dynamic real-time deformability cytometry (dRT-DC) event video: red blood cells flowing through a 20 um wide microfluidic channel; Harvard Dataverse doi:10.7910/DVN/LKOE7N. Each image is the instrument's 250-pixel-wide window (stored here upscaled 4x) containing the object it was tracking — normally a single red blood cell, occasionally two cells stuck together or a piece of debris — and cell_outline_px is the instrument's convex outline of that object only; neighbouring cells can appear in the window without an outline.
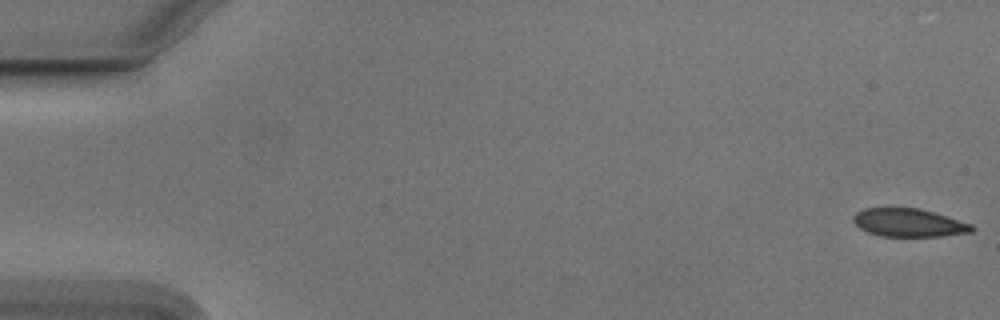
{"species": "Egyptian fruit bat (a non-hibernating species)", "species_latin": "Rousettus aegyptiacus", "temperature_condition": "cold", "stored_images_in_passage": 54, "camera_frame_rate_fps": 3000, "um_per_image_px": 0.085, "animal": {"sex": "male"}, "frame": {"image": 1, "passage_image": 1, "time_ms": 0.0, "image_size_px": [1000, 320], "cell_outline_px": [[976, 228], [972, 232], [940, 236], [880, 236], [868, 232], [860, 228], [852, 220], [852, 216], [856, 212], [864, 208], [920, 208], [972, 224]], "centroid_in_image_um": [77.24, 18.93], "position_along_channel_um": 7.8, "area_um2": 19.42}}
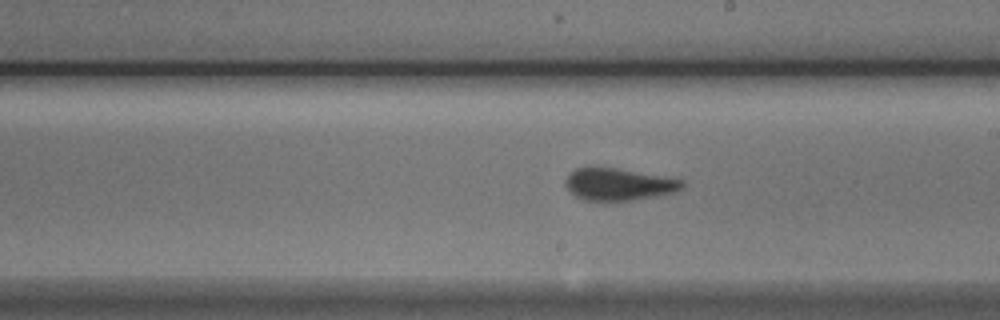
{"frame": {"image": 2, "passage_image": 31, "time_ms": 10.0, "image_size_px": [1000, 320], "cell_outline_px": [[684, 188], [676, 192], [656, 196], [632, 200], [584, 200], [576, 196], [564, 184], [564, 180], [576, 168], [592, 164], [596, 164], [664, 176], [684, 180]], "centroid_in_image_um": [52.58, 15.62], "position_along_channel_um": 236.4, "area_um2": 22.37}}
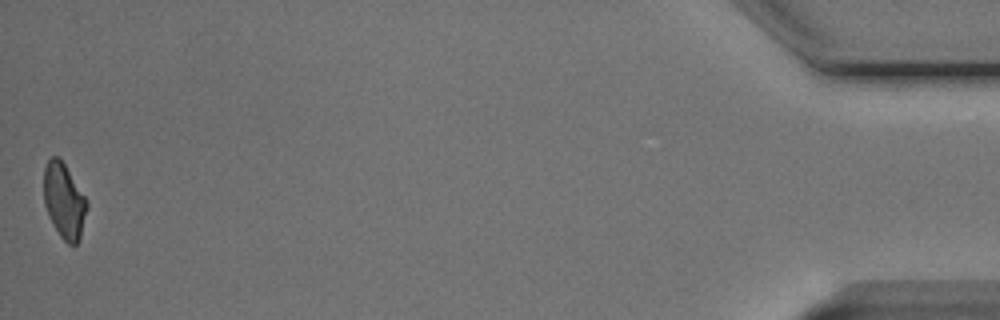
{"frame": {"image": 3, "passage_image": 54, "time_ms": 17.667, "image_size_px": [1000, 320], "cell_outline_px": [[88, 208], [80, 240], [76, 244], [68, 244], [60, 236], [52, 224], [48, 216], [44, 204], [44, 168], [48, 160], [52, 156], [56, 156], [64, 164], [84, 196], [88, 204]], "centroid_in_image_um": [5.44, 17.12], "position_along_channel_um": 429.8, "area_um2": 18.79}, "authors_computed_cell_mechanics": {"area_um2": 21.386, "velocity_mm_per_s": 3.7796, "shape_relaxation_time_tau1_ms": 3.5225, "shape_relaxation_time_tau2_ms": null, "deformation_change_tau1": 0.0989, "deformation_change_tau2": null}}